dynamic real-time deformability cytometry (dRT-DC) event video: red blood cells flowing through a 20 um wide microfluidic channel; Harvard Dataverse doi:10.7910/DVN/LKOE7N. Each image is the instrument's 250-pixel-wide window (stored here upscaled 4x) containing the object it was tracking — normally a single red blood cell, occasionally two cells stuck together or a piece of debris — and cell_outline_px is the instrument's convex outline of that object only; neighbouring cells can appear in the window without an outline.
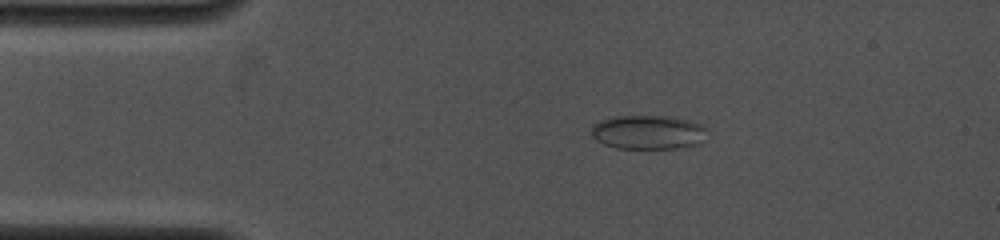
{"species": "common noctule bat (a hibernating species)", "species_latin": "Nyctalus noctula", "temperature_condition": "cold", "stored_images_in_passage": 13, "camera_frame_rate_fps": 4000, "um_per_image_px": 0.085, "animal": {"sex": "female", "body_mass_g": 19.0, "forearm_length_mm": 53.3}, "frame": {"image": 1, "passage_image": 6, "time_ms": 2.25, "image_size_px": [1000, 240], "cell_outline_px": [[708, 128], [704, 140], [700, 144], [676, 148], [616, 148], [604, 144], [596, 140], [592, 136], [592, 124], [600, 120], [612, 116], [676, 116], [692, 120]], "centroid_in_image_um": [55.12, 11.22], "position_along_channel_um": 29.9, "area_um2": 23.41}}
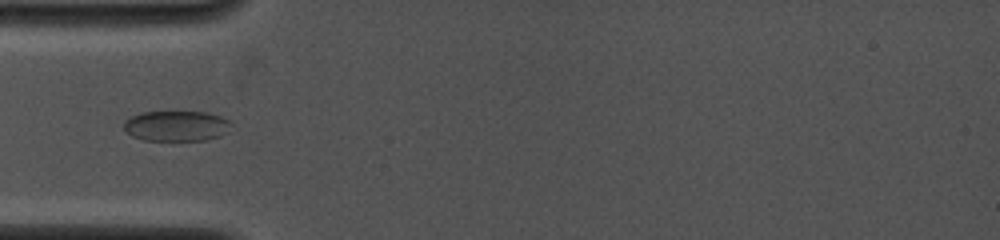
{"frame": {"image": 2, "passage_image": 10, "time_ms": 4.25, "image_size_px": [1000, 240], "cell_outline_px": [[232, 124], [228, 132], [220, 136], [204, 140], [144, 140], [132, 136], [124, 128], [124, 120], [132, 116], [144, 112], [204, 112], [220, 116], [228, 120]], "centroid_in_image_um": [15.01, 10.71], "position_along_channel_um": 70.0, "area_um2": 18.9}}
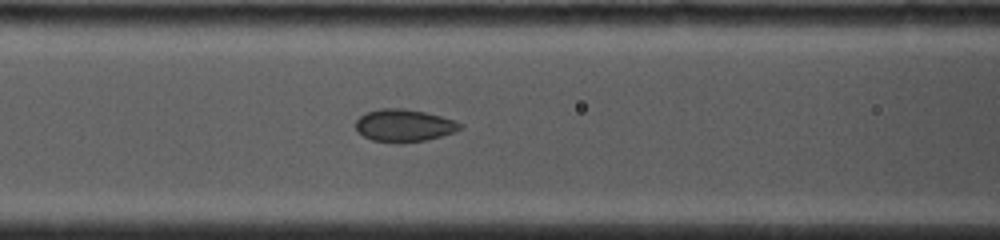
{"frame": {"image": 3, "passage_image": 13, "time_ms": 5.75, "image_size_px": [1000, 240], "cell_outline_px": [[464, 128], [440, 136], [424, 140], [400, 144], [396, 144], [372, 140], [364, 136], [356, 128], [356, 120], [360, 116], [368, 112], [380, 108], [404, 108], [424, 112], [440, 116], [464, 124]], "centroid_in_image_um": [34.34, 10.67], "position_along_channel_um": 132.3, "area_um2": 19.71}}